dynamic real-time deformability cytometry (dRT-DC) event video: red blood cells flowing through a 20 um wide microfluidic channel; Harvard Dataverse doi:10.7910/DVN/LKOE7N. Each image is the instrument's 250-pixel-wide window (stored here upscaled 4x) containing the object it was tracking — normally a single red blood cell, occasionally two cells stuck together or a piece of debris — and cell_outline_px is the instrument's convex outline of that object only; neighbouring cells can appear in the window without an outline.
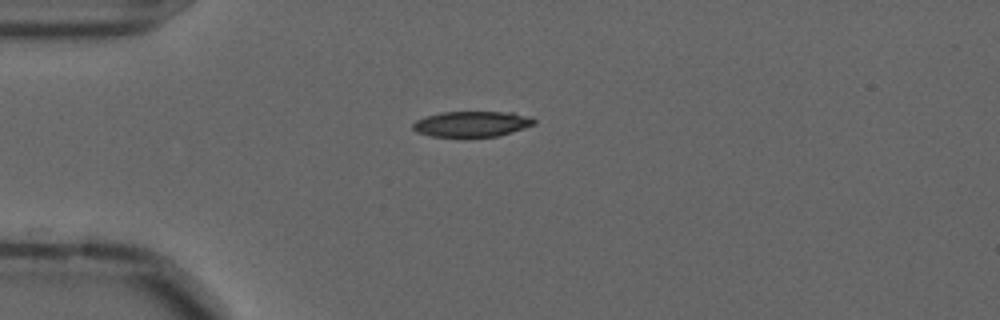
{"species": "common noctule bat (a hibernating species)", "species_latin": "Nyctalus noctula", "temperature_condition": "cold", "stored_images_in_passage": 16, "camera_frame_rate_fps": 3000, "um_per_image_px": 0.085, "animal": {"sex": "male", "forearm_length_mm": 52.5}, "frame": {"image": 1, "passage_image": 1, "time_ms": 0.0, "image_size_px": [1000, 320], "cell_outline_px": [[536, 124], [524, 128], [496, 136], [432, 136], [416, 132], [412, 128], [412, 124], [416, 120], [440, 112], [512, 112], [536, 120]], "centroid_in_image_um": [40.08, 10.53], "position_along_channel_um": 44.9, "area_um2": 17.74}}
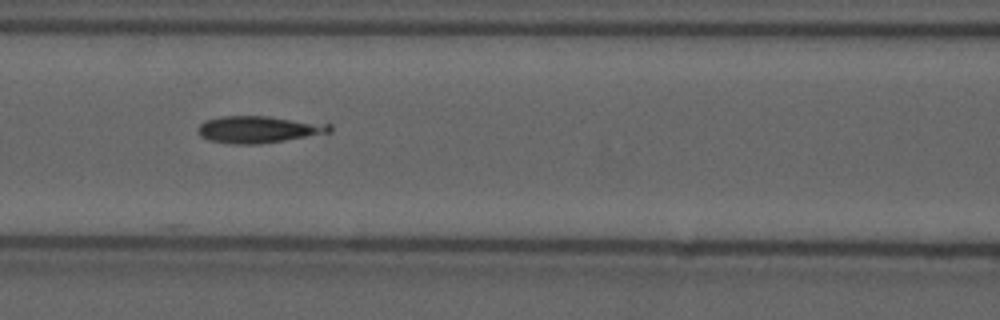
{"frame": {"image": 2, "passage_image": 11, "time_ms": 3.333, "image_size_px": [1000, 320], "cell_outline_px": [[332, 132], [284, 140], [256, 144], [232, 144], [208, 140], [200, 136], [196, 132], [196, 128], [204, 120], [220, 116], [268, 116], [332, 124]], "centroid_in_image_um": [21.93, 10.99], "position_along_channel_um": 144.7, "area_um2": 20.81}}
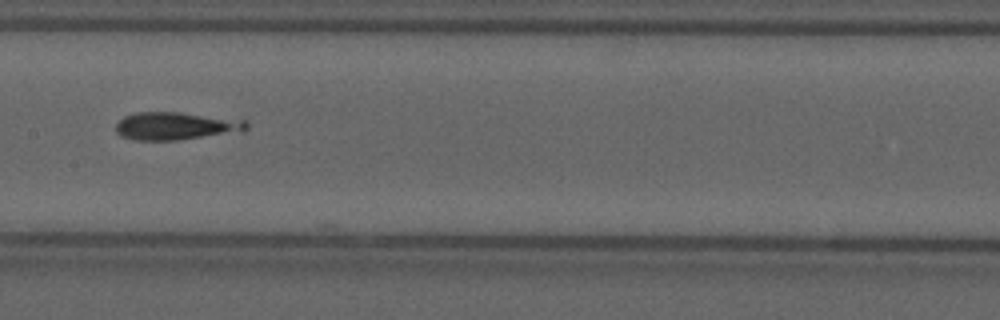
{"frame": {"image": 3, "passage_image": 15, "time_ms": 4.667, "image_size_px": [1000, 320], "cell_outline_px": [[248, 128], [244, 132], [176, 140], [132, 140], [120, 136], [116, 132], [116, 124], [124, 116], [136, 112], [176, 112], [248, 120]], "centroid_in_image_um": [14.98, 10.72], "position_along_channel_um": 192.4, "area_um2": 21.39}}